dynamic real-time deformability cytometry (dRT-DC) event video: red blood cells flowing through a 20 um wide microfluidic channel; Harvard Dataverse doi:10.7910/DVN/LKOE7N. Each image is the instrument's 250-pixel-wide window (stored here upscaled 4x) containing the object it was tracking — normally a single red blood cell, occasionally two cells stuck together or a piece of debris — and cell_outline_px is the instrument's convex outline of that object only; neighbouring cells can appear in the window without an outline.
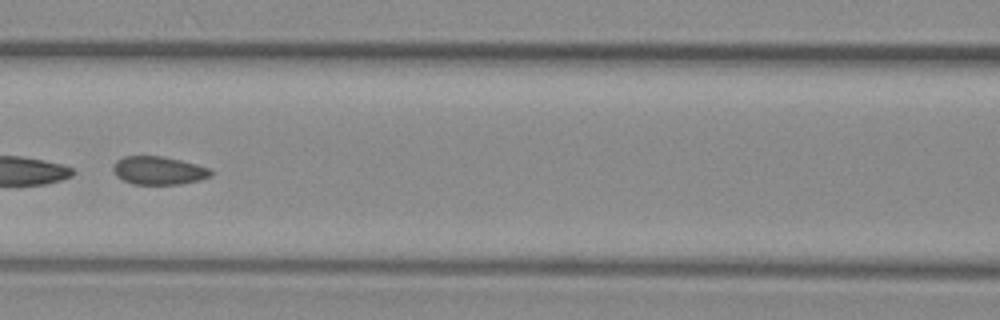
{"species": "common noctule bat (a hibernating species)", "species_latin": "Nyctalus noctula", "temperature_condition": "warm", "stored_images_in_passage": 54, "segment_of_instrument_passage": [2, 2], "camera_frame_rate_fps": 3000, "um_per_image_px": 0.085, "animal": {"sex": "female", "body_mass_g": 29.2, "forearm_length_mm": 56.3}, "frame": {"image": 1, "passage_image": 24, "time_ms": 7.667, "image_size_px": [1000, 320], "cell_outline_px": [[212, 176], [200, 180], [180, 184], [132, 184], [116, 176], [112, 168], [112, 164], [116, 160], [124, 156], [164, 156], [212, 168]], "centroid_in_image_um": [13.49, 14.49], "position_along_channel_um": 153.1, "area_um2": 16.24}}
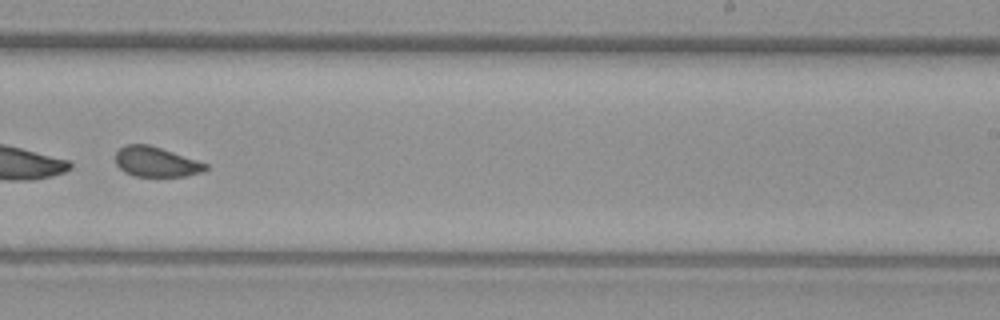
{"frame": {"image": 2, "passage_image": 34, "time_ms": 11.0, "image_size_px": [1000, 320], "cell_outline_px": [[208, 168], [204, 172], [188, 176], [132, 176], [124, 172], [116, 164], [116, 152], [124, 144], [148, 144], [208, 164]], "centroid_in_image_um": [13.26, 13.77], "position_along_channel_um": 275.7, "area_um2": 15.72}}